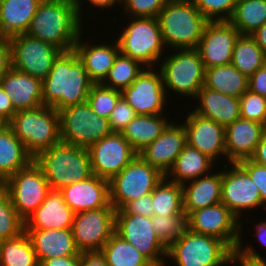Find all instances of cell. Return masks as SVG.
Returning a JSON list of instances; mask_svg holds the SVG:
<instances>
[{
	"instance_id": "54",
	"label": "cell",
	"mask_w": 266,
	"mask_h": 266,
	"mask_svg": "<svg viewBox=\"0 0 266 266\" xmlns=\"http://www.w3.org/2000/svg\"><path fill=\"white\" fill-rule=\"evenodd\" d=\"M80 266H108L101 251L81 252Z\"/></svg>"
},
{
	"instance_id": "42",
	"label": "cell",
	"mask_w": 266,
	"mask_h": 266,
	"mask_svg": "<svg viewBox=\"0 0 266 266\" xmlns=\"http://www.w3.org/2000/svg\"><path fill=\"white\" fill-rule=\"evenodd\" d=\"M24 232V221L13 207L9 195L0 187V238L11 239Z\"/></svg>"
},
{
	"instance_id": "50",
	"label": "cell",
	"mask_w": 266,
	"mask_h": 266,
	"mask_svg": "<svg viewBox=\"0 0 266 266\" xmlns=\"http://www.w3.org/2000/svg\"><path fill=\"white\" fill-rule=\"evenodd\" d=\"M152 207V193H149L127 203L122 209L116 210V213H131L151 218L154 215Z\"/></svg>"
},
{
	"instance_id": "13",
	"label": "cell",
	"mask_w": 266,
	"mask_h": 266,
	"mask_svg": "<svg viewBox=\"0 0 266 266\" xmlns=\"http://www.w3.org/2000/svg\"><path fill=\"white\" fill-rule=\"evenodd\" d=\"M240 221L223 203L197 209L187 216L190 231L220 239L232 250L242 240Z\"/></svg>"
},
{
	"instance_id": "58",
	"label": "cell",
	"mask_w": 266,
	"mask_h": 266,
	"mask_svg": "<svg viewBox=\"0 0 266 266\" xmlns=\"http://www.w3.org/2000/svg\"><path fill=\"white\" fill-rule=\"evenodd\" d=\"M266 55V23L250 34Z\"/></svg>"
},
{
	"instance_id": "32",
	"label": "cell",
	"mask_w": 266,
	"mask_h": 266,
	"mask_svg": "<svg viewBox=\"0 0 266 266\" xmlns=\"http://www.w3.org/2000/svg\"><path fill=\"white\" fill-rule=\"evenodd\" d=\"M213 164H215L214 161L207 155L187 144L165 175V178L171 182L183 185L202 175L210 174L209 171L214 167Z\"/></svg>"
},
{
	"instance_id": "1",
	"label": "cell",
	"mask_w": 266,
	"mask_h": 266,
	"mask_svg": "<svg viewBox=\"0 0 266 266\" xmlns=\"http://www.w3.org/2000/svg\"><path fill=\"white\" fill-rule=\"evenodd\" d=\"M81 22L75 0H42L26 34L68 52L82 33Z\"/></svg>"
},
{
	"instance_id": "29",
	"label": "cell",
	"mask_w": 266,
	"mask_h": 266,
	"mask_svg": "<svg viewBox=\"0 0 266 266\" xmlns=\"http://www.w3.org/2000/svg\"><path fill=\"white\" fill-rule=\"evenodd\" d=\"M183 210L192 211L221 203L222 172L201 176L183 184Z\"/></svg>"
},
{
	"instance_id": "26",
	"label": "cell",
	"mask_w": 266,
	"mask_h": 266,
	"mask_svg": "<svg viewBox=\"0 0 266 266\" xmlns=\"http://www.w3.org/2000/svg\"><path fill=\"white\" fill-rule=\"evenodd\" d=\"M82 34L83 32L80 34L73 50L83 63L91 81L94 84H101L113 66L115 58L120 53L118 43L115 40L111 45L106 43L92 45L81 41Z\"/></svg>"
},
{
	"instance_id": "35",
	"label": "cell",
	"mask_w": 266,
	"mask_h": 266,
	"mask_svg": "<svg viewBox=\"0 0 266 266\" xmlns=\"http://www.w3.org/2000/svg\"><path fill=\"white\" fill-rule=\"evenodd\" d=\"M31 239L24 231L0 243V266H39Z\"/></svg>"
},
{
	"instance_id": "43",
	"label": "cell",
	"mask_w": 266,
	"mask_h": 266,
	"mask_svg": "<svg viewBox=\"0 0 266 266\" xmlns=\"http://www.w3.org/2000/svg\"><path fill=\"white\" fill-rule=\"evenodd\" d=\"M121 97L122 94L119 90L102 84H93L88 94L87 103L98 116L108 119Z\"/></svg>"
},
{
	"instance_id": "4",
	"label": "cell",
	"mask_w": 266,
	"mask_h": 266,
	"mask_svg": "<svg viewBox=\"0 0 266 266\" xmlns=\"http://www.w3.org/2000/svg\"><path fill=\"white\" fill-rule=\"evenodd\" d=\"M165 47L195 49L209 22L191 0H168L158 15Z\"/></svg>"
},
{
	"instance_id": "23",
	"label": "cell",
	"mask_w": 266,
	"mask_h": 266,
	"mask_svg": "<svg viewBox=\"0 0 266 266\" xmlns=\"http://www.w3.org/2000/svg\"><path fill=\"white\" fill-rule=\"evenodd\" d=\"M266 132V125L239 118L225 127L227 163L250 159Z\"/></svg>"
},
{
	"instance_id": "5",
	"label": "cell",
	"mask_w": 266,
	"mask_h": 266,
	"mask_svg": "<svg viewBox=\"0 0 266 266\" xmlns=\"http://www.w3.org/2000/svg\"><path fill=\"white\" fill-rule=\"evenodd\" d=\"M7 125L34 158L61 141L59 111L51 106L19 110Z\"/></svg>"
},
{
	"instance_id": "10",
	"label": "cell",
	"mask_w": 266,
	"mask_h": 266,
	"mask_svg": "<svg viewBox=\"0 0 266 266\" xmlns=\"http://www.w3.org/2000/svg\"><path fill=\"white\" fill-rule=\"evenodd\" d=\"M61 141L88 148L112 133L109 120L98 116L85 102L59 110Z\"/></svg>"
},
{
	"instance_id": "24",
	"label": "cell",
	"mask_w": 266,
	"mask_h": 266,
	"mask_svg": "<svg viewBox=\"0 0 266 266\" xmlns=\"http://www.w3.org/2000/svg\"><path fill=\"white\" fill-rule=\"evenodd\" d=\"M75 212L59 190H51L44 202L24 221V229H71Z\"/></svg>"
},
{
	"instance_id": "8",
	"label": "cell",
	"mask_w": 266,
	"mask_h": 266,
	"mask_svg": "<svg viewBox=\"0 0 266 266\" xmlns=\"http://www.w3.org/2000/svg\"><path fill=\"white\" fill-rule=\"evenodd\" d=\"M164 177L138 154L109 181L110 204L120 210L132 200L152 193Z\"/></svg>"
},
{
	"instance_id": "31",
	"label": "cell",
	"mask_w": 266,
	"mask_h": 266,
	"mask_svg": "<svg viewBox=\"0 0 266 266\" xmlns=\"http://www.w3.org/2000/svg\"><path fill=\"white\" fill-rule=\"evenodd\" d=\"M33 161L34 157L27 151L25 145L7 124H3L0 127V185Z\"/></svg>"
},
{
	"instance_id": "14",
	"label": "cell",
	"mask_w": 266,
	"mask_h": 266,
	"mask_svg": "<svg viewBox=\"0 0 266 266\" xmlns=\"http://www.w3.org/2000/svg\"><path fill=\"white\" fill-rule=\"evenodd\" d=\"M114 207L75 213L72 235L81 252L100 251L115 232Z\"/></svg>"
},
{
	"instance_id": "51",
	"label": "cell",
	"mask_w": 266,
	"mask_h": 266,
	"mask_svg": "<svg viewBox=\"0 0 266 266\" xmlns=\"http://www.w3.org/2000/svg\"><path fill=\"white\" fill-rule=\"evenodd\" d=\"M248 90L266 97V65L248 78Z\"/></svg>"
},
{
	"instance_id": "36",
	"label": "cell",
	"mask_w": 266,
	"mask_h": 266,
	"mask_svg": "<svg viewBox=\"0 0 266 266\" xmlns=\"http://www.w3.org/2000/svg\"><path fill=\"white\" fill-rule=\"evenodd\" d=\"M231 64L248 78L266 65V55L249 34H240L233 49Z\"/></svg>"
},
{
	"instance_id": "33",
	"label": "cell",
	"mask_w": 266,
	"mask_h": 266,
	"mask_svg": "<svg viewBox=\"0 0 266 266\" xmlns=\"http://www.w3.org/2000/svg\"><path fill=\"white\" fill-rule=\"evenodd\" d=\"M162 116L136 115L121 131L122 136L138 154L159 137L169 124L168 119Z\"/></svg>"
},
{
	"instance_id": "28",
	"label": "cell",
	"mask_w": 266,
	"mask_h": 266,
	"mask_svg": "<svg viewBox=\"0 0 266 266\" xmlns=\"http://www.w3.org/2000/svg\"><path fill=\"white\" fill-rule=\"evenodd\" d=\"M196 100H200V103L194 108L195 113L224 127L241 118L240 99L237 97L225 95L203 85Z\"/></svg>"
},
{
	"instance_id": "44",
	"label": "cell",
	"mask_w": 266,
	"mask_h": 266,
	"mask_svg": "<svg viewBox=\"0 0 266 266\" xmlns=\"http://www.w3.org/2000/svg\"><path fill=\"white\" fill-rule=\"evenodd\" d=\"M208 21H228L237 0H191ZM222 14V15H221ZM217 17V18H216Z\"/></svg>"
},
{
	"instance_id": "41",
	"label": "cell",
	"mask_w": 266,
	"mask_h": 266,
	"mask_svg": "<svg viewBox=\"0 0 266 266\" xmlns=\"http://www.w3.org/2000/svg\"><path fill=\"white\" fill-rule=\"evenodd\" d=\"M152 226L162 244L168 248L188 229L187 215H168L151 217Z\"/></svg>"
},
{
	"instance_id": "45",
	"label": "cell",
	"mask_w": 266,
	"mask_h": 266,
	"mask_svg": "<svg viewBox=\"0 0 266 266\" xmlns=\"http://www.w3.org/2000/svg\"><path fill=\"white\" fill-rule=\"evenodd\" d=\"M239 99L242 119L266 125V97L247 90Z\"/></svg>"
},
{
	"instance_id": "53",
	"label": "cell",
	"mask_w": 266,
	"mask_h": 266,
	"mask_svg": "<svg viewBox=\"0 0 266 266\" xmlns=\"http://www.w3.org/2000/svg\"><path fill=\"white\" fill-rule=\"evenodd\" d=\"M16 112L17 111L12 104L11 98L6 94L0 84V121L3 124H7Z\"/></svg>"
},
{
	"instance_id": "59",
	"label": "cell",
	"mask_w": 266,
	"mask_h": 266,
	"mask_svg": "<svg viewBox=\"0 0 266 266\" xmlns=\"http://www.w3.org/2000/svg\"><path fill=\"white\" fill-rule=\"evenodd\" d=\"M256 232L254 233L255 235H257L258 237V241L260 242V244L262 243V245H264V247L266 246V221L260 222V223H256Z\"/></svg>"
},
{
	"instance_id": "19",
	"label": "cell",
	"mask_w": 266,
	"mask_h": 266,
	"mask_svg": "<svg viewBox=\"0 0 266 266\" xmlns=\"http://www.w3.org/2000/svg\"><path fill=\"white\" fill-rule=\"evenodd\" d=\"M232 169L222 170L221 203L238 219L242 210L262 206L260 192L248 173L238 164L231 163Z\"/></svg>"
},
{
	"instance_id": "47",
	"label": "cell",
	"mask_w": 266,
	"mask_h": 266,
	"mask_svg": "<svg viewBox=\"0 0 266 266\" xmlns=\"http://www.w3.org/2000/svg\"><path fill=\"white\" fill-rule=\"evenodd\" d=\"M136 115L134 109L121 97L108 118L111 131L121 133Z\"/></svg>"
},
{
	"instance_id": "40",
	"label": "cell",
	"mask_w": 266,
	"mask_h": 266,
	"mask_svg": "<svg viewBox=\"0 0 266 266\" xmlns=\"http://www.w3.org/2000/svg\"><path fill=\"white\" fill-rule=\"evenodd\" d=\"M143 67V68H142ZM145 66L138 60L127 57L121 53L115 58L102 85L122 91L143 72Z\"/></svg>"
},
{
	"instance_id": "20",
	"label": "cell",
	"mask_w": 266,
	"mask_h": 266,
	"mask_svg": "<svg viewBox=\"0 0 266 266\" xmlns=\"http://www.w3.org/2000/svg\"><path fill=\"white\" fill-rule=\"evenodd\" d=\"M186 122L183 123L187 144L207 155L213 161L226 156L225 127L217 122L198 115L194 111L189 112Z\"/></svg>"
},
{
	"instance_id": "6",
	"label": "cell",
	"mask_w": 266,
	"mask_h": 266,
	"mask_svg": "<svg viewBox=\"0 0 266 266\" xmlns=\"http://www.w3.org/2000/svg\"><path fill=\"white\" fill-rule=\"evenodd\" d=\"M232 249L222 240L187 229L167 248L177 266H223L231 263Z\"/></svg>"
},
{
	"instance_id": "39",
	"label": "cell",
	"mask_w": 266,
	"mask_h": 266,
	"mask_svg": "<svg viewBox=\"0 0 266 266\" xmlns=\"http://www.w3.org/2000/svg\"><path fill=\"white\" fill-rule=\"evenodd\" d=\"M154 215H181L183 210L182 185L174 183L165 177L152 192Z\"/></svg>"
},
{
	"instance_id": "34",
	"label": "cell",
	"mask_w": 266,
	"mask_h": 266,
	"mask_svg": "<svg viewBox=\"0 0 266 266\" xmlns=\"http://www.w3.org/2000/svg\"><path fill=\"white\" fill-rule=\"evenodd\" d=\"M204 86L240 98L248 90V77L232 64L206 68Z\"/></svg>"
},
{
	"instance_id": "55",
	"label": "cell",
	"mask_w": 266,
	"mask_h": 266,
	"mask_svg": "<svg viewBox=\"0 0 266 266\" xmlns=\"http://www.w3.org/2000/svg\"><path fill=\"white\" fill-rule=\"evenodd\" d=\"M41 266H80V255L44 259Z\"/></svg>"
},
{
	"instance_id": "21",
	"label": "cell",
	"mask_w": 266,
	"mask_h": 266,
	"mask_svg": "<svg viewBox=\"0 0 266 266\" xmlns=\"http://www.w3.org/2000/svg\"><path fill=\"white\" fill-rule=\"evenodd\" d=\"M186 145L187 134L184 125L170 122L162 134L139 155L152 167L166 175Z\"/></svg>"
},
{
	"instance_id": "15",
	"label": "cell",
	"mask_w": 266,
	"mask_h": 266,
	"mask_svg": "<svg viewBox=\"0 0 266 266\" xmlns=\"http://www.w3.org/2000/svg\"><path fill=\"white\" fill-rule=\"evenodd\" d=\"M114 230L155 266L165 265L163 262L166 259L167 248L156 235L151 218L131 213H115Z\"/></svg>"
},
{
	"instance_id": "18",
	"label": "cell",
	"mask_w": 266,
	"mask_h": 266,
	"mask_svg": "<svg viewBox=\"0 0 266 266\" xmlns=\"http://www.w3.org/2000/svg\"><path fill=\"white\" fill-rule=\"evenodd\" d=\"M239 36L240 32L229 21H209L196 48L205 69L231 64Z\"/></svg>"
},
{
	"instance_id": "11",
	"label": "cell",
	"mask_w": 266,
	"mask_h": 266,
	"mask_svg": "<svg viewBox=\"0 0 266 266\" xmlns=\"http://www.w3.org/2000/svg\"><path fill=\"white\" fill-rule=\"evenodd\" d=\"M19 217L25 221L45 200L51 187L42 169L33 161L2 184Z\"/></svg>"
},
{
	"instance_id": "30",
	"label": "cell",
	"mask_w": 266,
	"mask_h": 266,
	"mask_svg": "<svg viewBox=\"0 0 266 266\" xmlns=\"http://www.w3.org/2000/svg\"><path fill=\"white\" fill-rule=\"evenodd\" d=\"M42 0H0V37L26 34Z\"/></svg>"
},
{
	"instance_id": "56",
	"label": "cell",
	"mask_w": 266,
	"mask_h": 266,
	"mask_svg": "<svg viewBox=\"0 0 266 266\" xmlns=\"http://www.w3.org/2000/svg\"><path fill=\"white\" fill-rule=\"evenodd\" d=\"M250 159L257 164L266 167V132L264 133L262 139L255 149L254 154Z\"/></svg>"
},
{
	"instance_id": "25",
	"label": "cell",
	"mask_w": 266,
	"mask_h": 266,
	"mask_svg": "<svg viewBox=\"0 0 266 266\" xmlns=\"http://www.w3.org/2000/svg\"><path fill=\"white\" fill-rule=\"evenodd\" d=\"M0 84L11 98L16 111L34 109L43 105L40 79L11 67Z\"/></svg>"
},
{
	"instance_id": "49",
	"label": "cell",
	"mask_w": 266,
	"mask_h": 266,
	"mask_svg": "<svg viewBox=\"0 0 266 266\" xmlns=\"http://www.w3.org/2000/svg\"><path fill=\"white\" fill-rule=\"evenodd\" d=\"M241 239L238 245L231 254V263H235L241 266H266V260L261 257L259 253L251 246L243 247Z\"/></svg>"
},
{
	"instance_id": "57",
	"label": "cell",
	"mask_w": 266,
	"mask_h": 266,
	"mask_svg": "<svg viewBox=\"0 0 266 266\" xmlns=\"http://www.w3.org/2000/svg\"><path fill=\"white\" fill-rule=\"evenodd\" d=\"M75 2H76L78 14L79 16H81L80 18H82V14H81V10H83L82 9L83 5L81 3L82 1L75 0ZM88 2H90L93 7L95 6V8H99V9L109 8L110 9L111 7L115 6V4L121 3L122 1L121 0H88Z\"/></svg>"
},
{
	"instance_id": "52",
	"label": "cell",
	"mask_w": 266,
	"mask_h": 266,
	"mask_svg": "<svg viewBox=\"0 0 266 266\" xmlns=\"http://www.w3.org/2000/svg\"><path fill=\"white\" fill-rule=\"evenodd\" d=\"M11 67L12 59L10 40L9 38L0 37V82Z\"/></svg>"
},
{
	"instance_id": "38",
	"label": "cell",
	"mask_w": 266,
	"mask_h": 266,
	"mask_svg": "<svg viewBox=\"0 0 266 266\" xmlns=\"http://www.w3.org/2000/svg\"><path fill=\"white\" fill-rule=\"evenodd\" d=\"M228 21L240 34H252L266 23V0H237Z\"/></svg>"
},
{
	"instance_id": "2",
	"label": "cell",
	"mask_w": 266,
	"mask_h": 266,
	"mask_svg": "<svg viewBox=\"0 0 266 266\" xmlns=\"http://www.w3.org/2000/svg\"><path fill=\"white\" fill-rule=\"evenodd\" d=\"M93 84L74 50L62 52L42 81L43 105L59 111L85 103Z\"/></svg>"
},
{
	"instance_id": "46",
	"label": "cell",
	"mask_w": 266,
	"mask_h": 266,
	"mask_svg": "<svg viewBox=\"0 0 266 266\" xmlns=\"http://www.w3.org/2000/svg\"><path fill=\"white\" fill-rule=\"evenodd\" d=\"M168 0H122L125 15L157 18ZM131 14V15H130Z\"/></svg>"
},
{
	"instance_id": "7",
	"label": "cell",
	"mask_w": 266,
	"mask_h": 266,
	"mask_svg": "<svg viewBox=\"0 0 266 266\" xmlns=\"http://www.w3.org/2000/svg\"><path fill=\"white\" fill-rule=\"evenodd\" d=\"M132 21L116 39L121 54L138 60L145 67L161 63V54L166 48L158 18L131 17ZM164 46V47H163Z\"/></svg>"
},
{
	"instance_id": "37",
	"label": "cell",
	"mask_w": 266,
	"mask_h": 266,
	"mask_svg": "<svg viewBox=\"0 0 266 266\" xmlns=\"http://www.w3.org/2000/svg\"><path fill=\"white\" fill-rule=\"evenodd\" d=\"M100 251L108 266H155L145 255L115 232Z\"/></svg>"
},
{
	"instance_id": "27",
	"label": "cell",
	"mask_w": 266,
	"mask_h": 266,
	"mask_svg": "<svg viewBox=\"0 0 266 266\" xmlns=\"http://www.w3.org/2000/svg\"><path fill=\"white\" fill-rule=\"evenodd\" d=\"M31 239L39 263L44 259L80 255L71 229H24Z\"/></svg>"
},
{
	"instance_id": "48",
	"label": "cell",
	"mask_w": 266,
	"mask_h": 266,
	"mask_svg": "<svg viewBox=\"0 0 266 266\" xmlns=\"http://www.w3.org/2000/svg\"><path fill=\"white\" fill-rule=\"evenodd\" d=\"M238 164L248 173L254 184L257 186L262 207L266 208V167L255 163L251 159H244Z\"/></svg>"
},
{
	"instance_id": "17",
	"label": "cell",
	"mask_w": 266,
	"mask_h": 266,
	"mask_svg": "<svg viewBox=\"0 0 266 266\" xmlns=\"http://www.w3.org/2000/svg\"><path fill=\"white\" fill-rule=\"evenodd\" d=\"M155 68L145 67L132 84L121 91L122 97L134 109L137 115L162 114L165 108L166 93L163 77Z\"/></svg>"
},
{
	"instance_id": "12",
	"label": "cell",
	"mask_w": 266,
	"mask_h": 266,
	"mask_svg": "<svg viewBox=\"0 0 266 266\" xmlns=\"http://www.w3.org/2000/svg\"><path fill=\"white\" fill-rule=\"evenodd\" d=\"M12 67L43 81L49 74L53 62L62 53L55 46L27 34L9 38Z\"/></svg>"
},
{
	"instance_id": "22",
	"label": "cell",
	"mask_w": 266,
	"mask_h": 266,
	"mask_svg": "<svg viewBox=\"0 0 266 266\" xmlns=\"http://www.w3.org/2000/svg\"><path fill=\"white\" fill-rule=\"evenodd\" d=\"M59 191L75 213L113 207L110 204L109 180L96 175L74 182Z\"/></svg>"
},
{
	"instance_id": "9",
	"label": "cell",
	"mask_w": 266,
	"mask_h": 266,
	"mask_svg": "<svg viewBox=\"0 0 266 266\" xmlns=\"http://www.w3.org/2000/svg\"><path fill=\"white\" fill-rule=\"evenodd\" d=\"M175 51V54L162 61L159 69L164 88L194 99L205 81L203 61L196 48Z\"/></svg>"
},
{
	"instance_id": "3",
	"label": "cell",
	"mask_w": 266,
	"mask_h": 266,
	"mask_svg": "<svg viewBox=\"0 0 266 266\" xmlns=\"http://www.w3.org/2000/svg\"><path fill=\"white\" fill-rule=\"evenodd\" d=\"M34 161L42 169L51 190H60L94 175L87 148L63 141L40 152Z\"/></svg>"
},
{
	"instance_id": "16",
	"label": "cell",
	"mask_w": 266,
	"mask_h": 266,
	"mask_svg": "<svg viewBox=\"0 0 266 266\" xmlns=\"http://www.w3.org/2000/svg\"><path fill=\"white\" fill-rule=\"evenodd\" d=\"M87 150L93 174L109 181L138 155L122 134L117 132L103 137Z\"/></svg>"
}]
</instances>
